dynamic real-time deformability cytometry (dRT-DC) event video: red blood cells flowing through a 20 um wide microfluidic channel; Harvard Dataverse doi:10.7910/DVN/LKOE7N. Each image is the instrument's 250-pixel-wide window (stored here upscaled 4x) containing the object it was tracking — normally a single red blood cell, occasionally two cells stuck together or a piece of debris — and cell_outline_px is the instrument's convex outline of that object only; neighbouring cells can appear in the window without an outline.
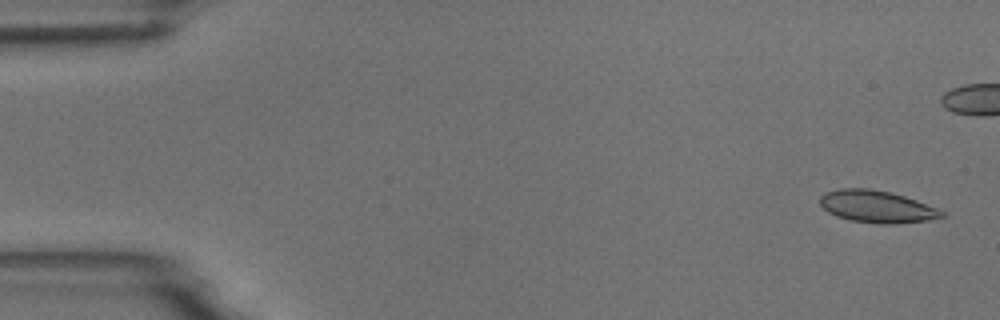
{"species": "common noctule bat (a hibernating species)", "species_latin": "Nyctalus noctula", "temperature_condition": "room temperature", "stored_images_in_passage": 7, "camera_frame_rate_fps": 3000, "um_per_image_px": 0.085, "animal": {"sex": "male", "body_mass_g": 18.8}, "frame": {"image": 1, "passage_image": 1, "time_ms": 0.0, "image_size_px": [1000, 320], "cell_outline_px": [[948, 216], [928, 220], [892, 224], [880, 224], [852, 220], [836, 216], [828, 212], [820, 204], [820, 196], [824, 192], [840, 188], [868, 188], [888, 192], [904, 196], [916, 200], [936, 208], [944, 212]], "centroid_in_image_um": [74.52, 17.56], "position_along_channel_um": 10.5, "area_um2": 22.72}}